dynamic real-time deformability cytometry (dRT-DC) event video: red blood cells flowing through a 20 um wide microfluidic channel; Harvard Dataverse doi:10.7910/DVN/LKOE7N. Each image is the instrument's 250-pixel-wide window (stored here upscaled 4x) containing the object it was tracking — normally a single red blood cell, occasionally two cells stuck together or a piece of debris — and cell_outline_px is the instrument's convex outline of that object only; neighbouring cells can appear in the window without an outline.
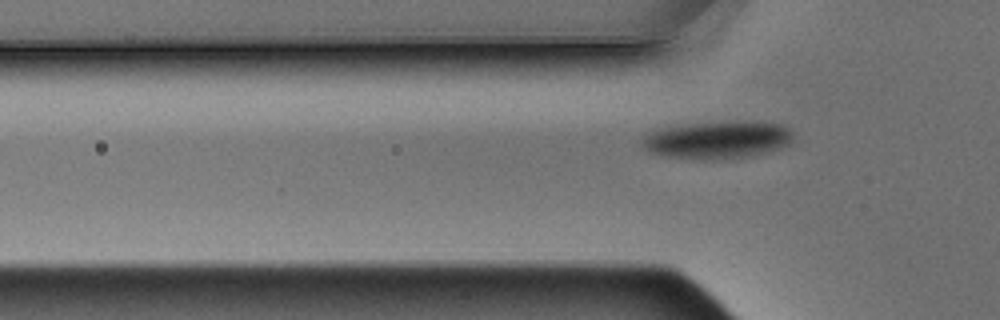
{"species": "Egyptian fruit bat (a non-hibernating species)", "species_latin": "Rousettus aegyptiacus", "temperature_condition": "warm", "stored_images_in_passage": 16, "segment_of_instrument_passage": [1, 2], "camera_frame_rate_fps": 3000, "um_per_image_px": 0.085, "animal": {"sex": "male"}, "frame": {"image": 1, "passage_image": 5, "time_ms": 1.333, "image_size_px": [1000, 320], "cell_outline_px": [[792, 140], [788, 144], [780, 148], [748, 156], [720, 160], [704, 160], [668, 156], [648, 152], [640, 144], [640, 140], [648, 132], [688, 124], [780, 124], [788, 128], [792, 132]], "centroid_in_image_um": [60.9, 11.95], "position_along_channel_um": 64.9, "area_um2": 31.73}}
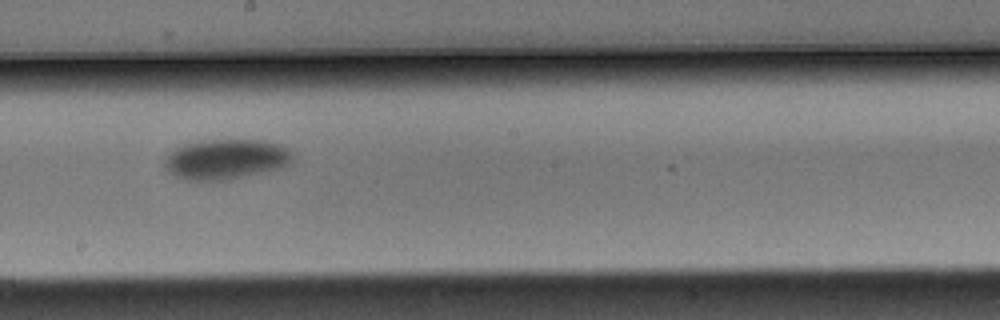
{"frame": {"image": 2, "passage_image": 9, "time_ms": 2.667, "image_size_px": [1000, 320], "cell_outline_px": [[292, 160], [288, 164], [276, 168], [232, 180], [184, 180], [168, 172], [164, 168], [164, 160], [176, 148], [184, 144], [208, 140], [264, 140], [280, 144], [288, 148], [292, 152]], "centroid_in_image_um": [19.19, 13.54], "position_along_channel_um": 229.0, "area_um2": 29.82}}
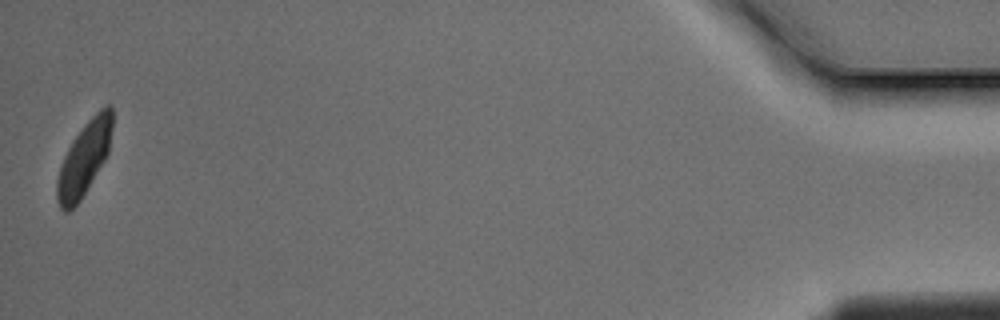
{"frame": {"image": 3, "passage_image": 15, "time_ms": 4.667, "image_size_px": [1000, 320], "cell_outline_px": [[112, 128], [108, 152], [104, 160], [80, 200], [68, 212], [64, 212], [60, 208], [56, 200], [56, 180], [60, 164], [72, 140], [84, 124], [100, 108], [108, 104], [112, 104]], "centroid_in_image_um": [7.13, 13.47], "position_along_channel_um": 428.1, "area_um2": 23.58}}